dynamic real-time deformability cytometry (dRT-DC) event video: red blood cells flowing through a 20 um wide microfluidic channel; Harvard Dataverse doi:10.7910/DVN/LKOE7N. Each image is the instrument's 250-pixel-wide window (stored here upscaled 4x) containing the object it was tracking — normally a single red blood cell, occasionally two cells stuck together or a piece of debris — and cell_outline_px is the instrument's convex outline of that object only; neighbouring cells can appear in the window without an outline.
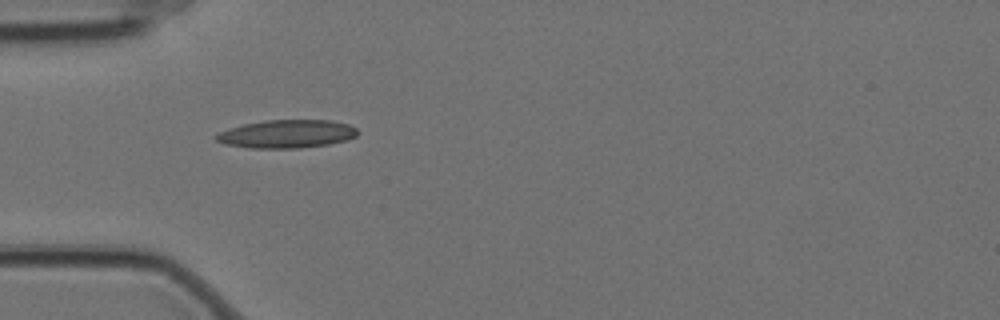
{"species": "Egyptian fruit bat (a non-hibernating species)", "species_latin": "Rousettus aegyptiacus", "temperature_condition": "cold", "stored_images_in_passage": 6, "camera_frame_rate_fps": 3000, "um_per_image_px": 0.085, "animal": {"sex": "female"}, "frame": {"image": 1, "passage_image": 5, "time_ms": 1.333, "image_size_px": [1000, 320], "cell_outline_px": [[360, 132], [356, 136], [348, 140], [328, 144], [300, 148], [248, 148], [224, 144], [216, 140], [212, 136], [228, 128], [244, 124], [264, 120], [332, 120], [348, 124], [356, 128]], "centroid_in_image_um": [24.37, 11.38], "position_along_channel_um": 60.6, "area_um2": 23.47}}
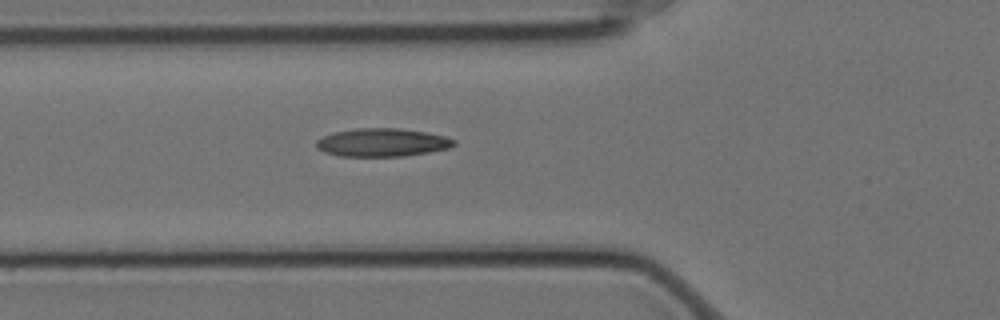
{"frame": {"image": 2, "passage_image": 6, "time_ms": 1.667, "image_size_px": [1000, 320], "cell_outline_px": [[456, 144], [448, 148], [428, 152], [404, 156], [340, 156], [324, 152], [316, 148], [316, 140], [324, 136], [336, 132], [356, 128], [400, 128], [424, 132], [444, 136], [456, 140]], "centroid_in_image_um": [32.48, 12.11], "position_along_channel_um": 93.3, "area_um2": 22.48}}